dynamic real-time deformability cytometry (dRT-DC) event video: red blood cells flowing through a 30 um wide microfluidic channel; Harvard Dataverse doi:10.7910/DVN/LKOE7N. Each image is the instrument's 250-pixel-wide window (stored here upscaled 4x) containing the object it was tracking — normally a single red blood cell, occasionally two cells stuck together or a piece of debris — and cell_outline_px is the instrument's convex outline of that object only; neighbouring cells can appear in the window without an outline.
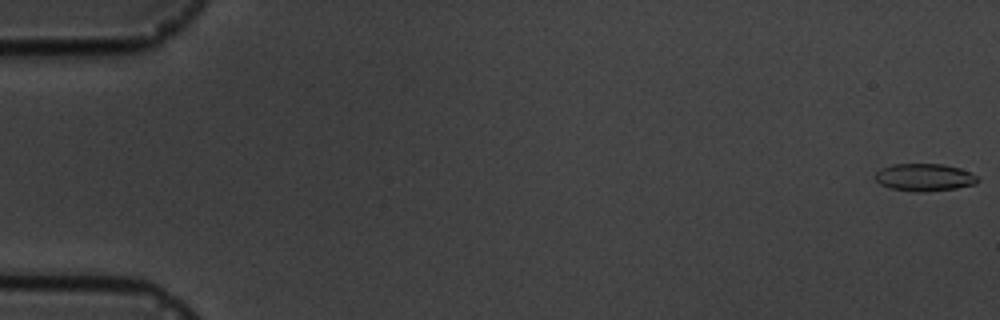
{"species": "common noctule bat (a hibernating species)", "species_latin": "Nyctalus noctula", "temperature_condition": "cold", "stored_images_in_passage": 5, "camera_frame_rate_fps": 3000, "um_per_image_px": 0.085, "animal": {"sex": "male", "body_mass_g": 19.5, "forearm_length_mm": 54.6}, "frame": {"image": 1, "passage_image": 1, "time_ms": 0.0, "image_size_px": [1000, 320], "cell_outline_px": [[980, 180], [976, 184], [956, 188], [920, 192], [916, 192], [892, 188], [880, 184], [872, 176], [880, 168], [892, 164], [944, 164], [960, 168], [976, 176]], "centroid_in_image_um": [78.54, 15.06], "position_along_channel_um": 6.5, "area_um2": 16.42}}
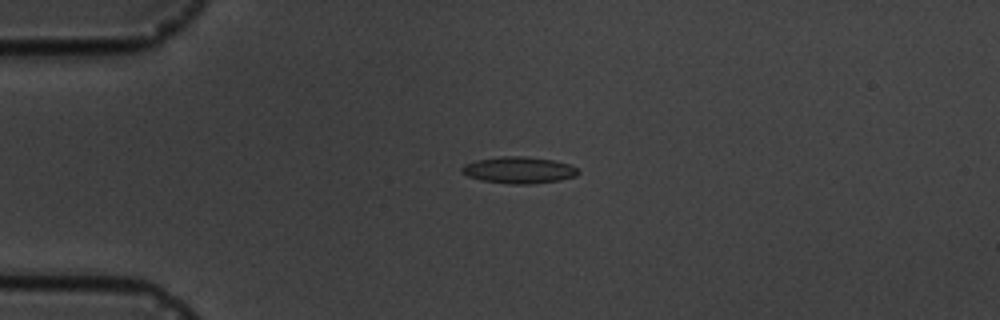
{"frame": {"image": 2, "passage_image": 4, "time_ms": 4.333, "image_size_px": [1000, 320], "cell_outline_px": [[580, 172], [576, 176], [560, 180], [532, 184], [508, 184], [480, 180], [468, 176], [460, 172], [460, 168], [464, 164], [476, 160], [500, 156], [524, 156], [552, 160], [568, 164], [576, 168]], "centroid_in_image_um": [44.06, 14.46], "position_along_channel_um": 40.9, "area_um2": 18.15}}